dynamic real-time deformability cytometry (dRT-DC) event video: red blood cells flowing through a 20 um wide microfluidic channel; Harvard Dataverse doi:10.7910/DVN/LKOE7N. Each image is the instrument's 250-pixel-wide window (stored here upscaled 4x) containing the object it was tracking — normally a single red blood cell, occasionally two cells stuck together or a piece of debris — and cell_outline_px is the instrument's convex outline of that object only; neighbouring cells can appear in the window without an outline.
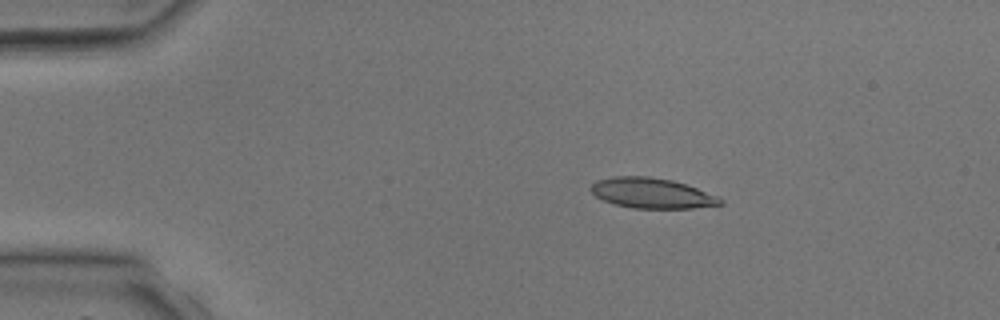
{"species": "common noctule bat (a hibernating species)", "species_latin": "Nyctalus noctula", "temperature_condition": "room temperature", "stored_images_in_passage": 4, "camera_frame_rate_fps": 3000, "um_per_image_px": 0.085, "animal": {"sex": "male", "body_mass_g": 17.9, "forearm_length_mm": 54.2}, "frame": {"image": 1, "passage_image": 2, "time_ms": 1.0, "image_size_px": [1000, 320], "cell_outline_px": [[724, 204], [692, 208], [632, 208], [616, 204], [604, 200], [596, 196], [588, 188], [596, 180], [612, 176], [648, 176], [672, 180], [720, 196], [724, 200]], "centroid_in_image_um": [55.41, 16.41], "position_along_channel_um": 29.6, "area_um2": 22.89}}